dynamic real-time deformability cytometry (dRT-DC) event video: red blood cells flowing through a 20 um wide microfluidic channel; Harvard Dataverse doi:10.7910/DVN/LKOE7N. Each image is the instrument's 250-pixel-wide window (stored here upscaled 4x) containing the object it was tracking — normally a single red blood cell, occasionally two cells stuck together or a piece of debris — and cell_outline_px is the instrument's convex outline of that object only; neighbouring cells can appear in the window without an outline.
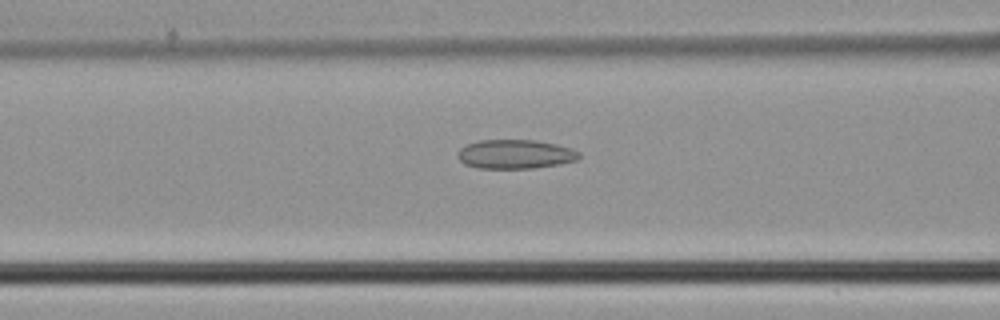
{"species": "common noctule bat (a hibernating species)", "species_latin": "Nyctalus noctula", "temperature_condition": "cold", "stored_images_in_passage": 43, "camera_frame_rate_fps": 3000, "um_per_image_px": 0.085, "animal": {"sex": "male", "body_mass_g": 21.5, "forearm_length_mm": 52.0}, "frame": {"image": 1, "passage_image": 19, "time_ms": 6.0, "image_size_px": [1000, 320], "cell_outline_px": [[580, 156], [576, 160], [560, 164], [536, 168], [476, 168], [464, 164], [456, 156], [456, 152], [460, 148], [468, 144], [480, 140], [536, 140], [556, 144], [572, 148], [580, 152]], "centroid_in_image_um": [43.79, 13.11], "position_along_channel_um": 122.8, "area_um2": 20.75}}
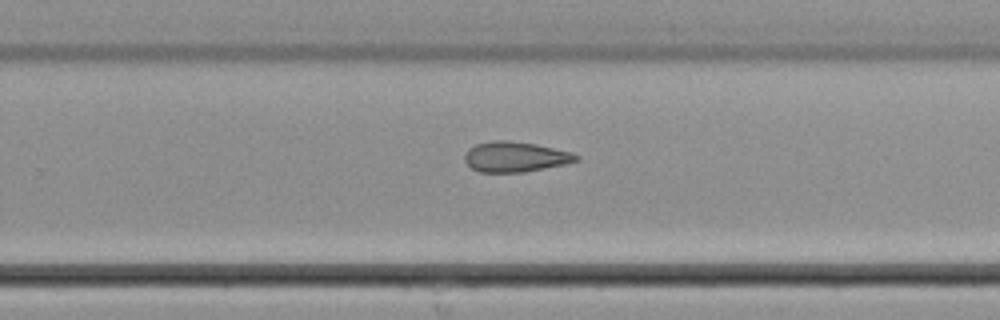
{"frame": {"image": 2, "passage_image": 30, "time_ms": 9.667, "image_size_px": [1000, 320], "cell_outline_px": [[580, 160], [568, 164], [524, 172], [480, 172], [472, 168], [464, 160], [464, 156], [468, 148], [476, 144], [492, 140], [508, 140], [536, 144], [572, 152], [580, 156]], "centroid_in_image_um": [43.83, 13.32], "position_along_channel_um": 286.0, "area_um2": 19.88}}
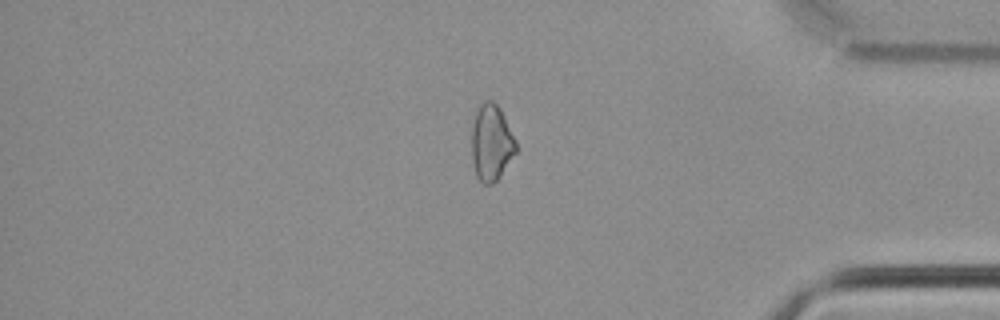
{"frame": {"image": 3, "passage_image": 39, "time_ms": 12.667, "image_size_px": [1000, 320], "cell_outline_px": [[516, 152], [500, 176], [492, 184], [484, 184], [476, 176], [472, 160], [472, 128], [476, 112], [480, 104], [484, 100], [492, 100], [500, 108], [516, 140]], "centroid_in_image_um": [41.76, 12.12], "position_along_channel_um": 393.4, "area_um2": 19.59}}